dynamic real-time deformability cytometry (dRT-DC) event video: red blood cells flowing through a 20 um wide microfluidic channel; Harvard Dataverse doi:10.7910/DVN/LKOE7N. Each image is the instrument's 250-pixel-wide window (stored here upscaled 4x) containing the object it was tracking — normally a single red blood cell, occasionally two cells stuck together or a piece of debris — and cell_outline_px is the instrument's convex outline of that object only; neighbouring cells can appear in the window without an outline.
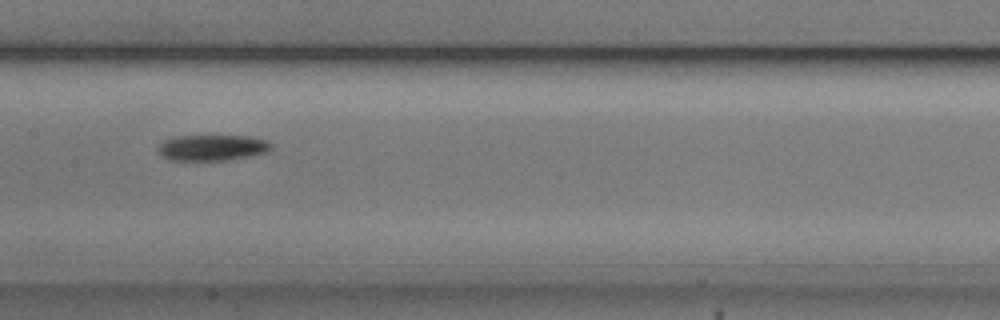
{"species": "common noctule bat (a hibernating species)", "species_latin": "Nyctalus noctula", "temperature_condition": "cold", "stored_images_in_passage": 5, "camera_frame_rate_fps": 3000, "um_per_image_px": 0.085, "animal": {"sex": "male", "body_mass_g": 20.5, "forearm_length_mm": 52.5}, "frame": {"image": 1, "passage_image": 5, "time_ms": 4.333, "image_size_px": [1000, 320], "cell_outline_px": [[272, 148], [268, 152], [228, 160], [168, 160], [160, 156], [156, 148], [164, 140], [172, 136], [248, 136], [268, 140], [272, 144]], "centroid_in_image_um": [18.01, 12.55], "position_along_channel_um": 189.4, "area_um2": 17.28}}